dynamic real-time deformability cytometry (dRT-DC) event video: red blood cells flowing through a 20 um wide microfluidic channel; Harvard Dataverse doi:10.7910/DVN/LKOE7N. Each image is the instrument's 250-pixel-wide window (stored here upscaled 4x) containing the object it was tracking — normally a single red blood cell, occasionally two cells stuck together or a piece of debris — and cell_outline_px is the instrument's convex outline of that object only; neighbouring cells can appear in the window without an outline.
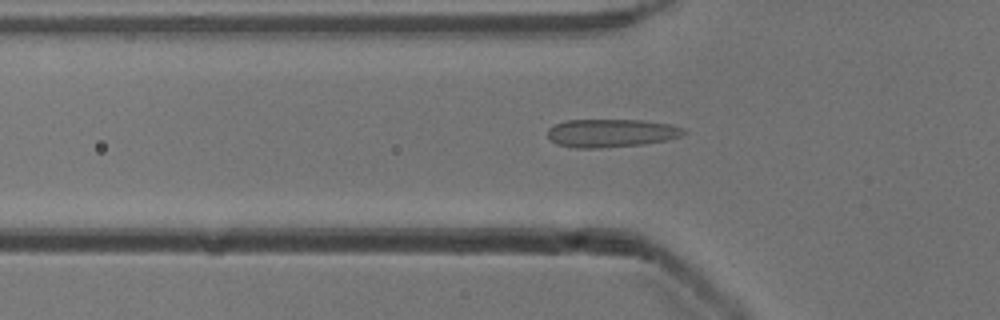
{"species": "common noctule bat (a hibernating species)", "species_latin": "Nyctalus noctula", "temperature_condition": "cold", "stored_images_in_passage": 32, "camera_frame_rate_fps": 3000, "um_per_image_px": 0.085, "animal": {"sex": "male", "body_mass_g": 13.3}, "frame": {"image": 1, "passage_image": 3, "time_ms": 0.667, "image_size_px": [1000, 320], "cell_outline_px": [[688, 132], [680, 136], [664, 140], [640, 144], [600, 148], [576, 148], [556, 144], [548, 136], [548, 128], [556, 124], [568, 120], [644, 120], [672, 124], [684, 128]], "centroid_in_image_um": [51.97, 11.3], "position_along_channel_um": 73.8, "area_um2": 22.25}}
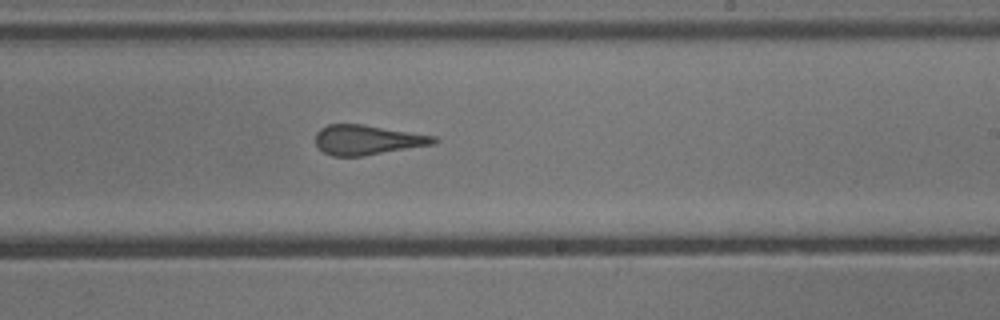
{"frame": {"image": 2, "passage_image": 17, "time_ms": 5.333, "image_size_px": [1000, 320], "cell_outline_px": [[440, 140], [436, 144], [364, 156], [332, 156], [324, 152], [316, 144], [316, 132], [320, 128], [328, 124], [364, 124], [436, 136]], "centroid_in_image_um": [31.27, 11.89], "position_along_channel_um": 257.7, "area_um2": 20.75}}
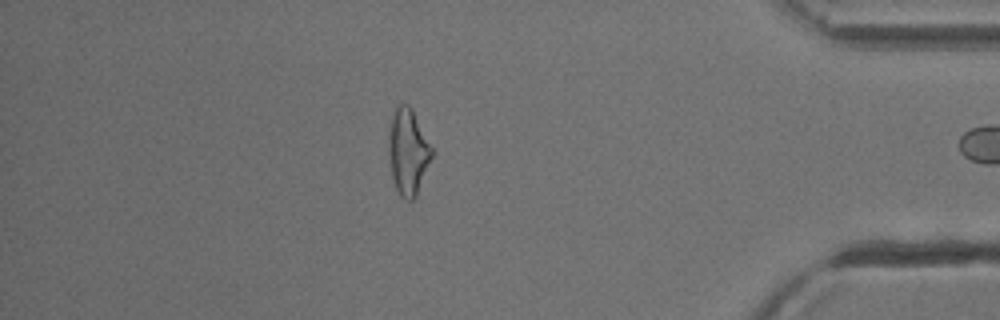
{"frame": {"image": 3, "passage_image": 31, "time_ms": 10.0, "image_size_px": [1000, 320], "cell_outline_px": [[432, 156], [416, 196], [412, 200], [404, 200], [400, 196], [396, 188], [392, 176], [388, 152], [388, 124], [392, 112], [400, 104], [408, 104], [412, 108], [432, 148]], "centroid_in_image_um": [34.65, 12.87], "position_along_channel_um": 400.6, "area_um2": 21.68}}